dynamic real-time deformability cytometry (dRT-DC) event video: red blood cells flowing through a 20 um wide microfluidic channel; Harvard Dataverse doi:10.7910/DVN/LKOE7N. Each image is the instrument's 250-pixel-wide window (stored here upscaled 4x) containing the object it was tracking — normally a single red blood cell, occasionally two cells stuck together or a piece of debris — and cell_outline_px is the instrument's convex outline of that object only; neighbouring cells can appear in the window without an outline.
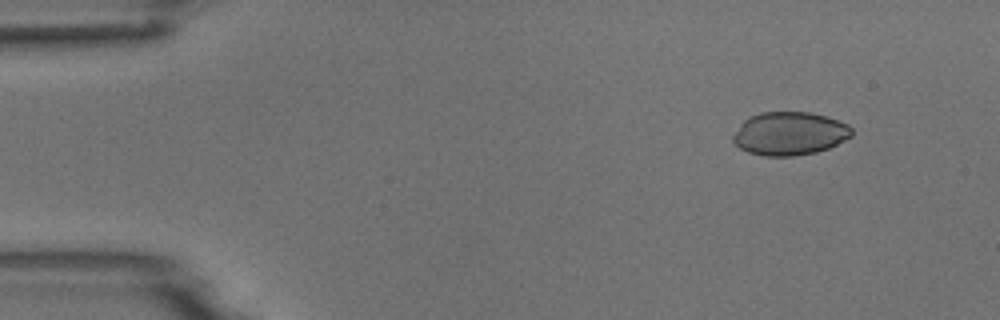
{"species": "common noctule bat (a hibernating species)", "species_latin": "Nyctalus noctula", "temperature_condition": "room temperature", "stored_images_in_passage": 4, "camera_frame_rate_fps": 3000, "um_per_image_px": 0.085, "animal": {"sex": "male", "body_mass_g": 18.8}, "frame": {"image": 1, "passage_image": 1, "time_ms": 0.0, "image_size_px": [1000, 320], "cell_outline_px": [[852, 136], [828, 148], [816, 152], [792, 156], [764, 156], [748, 152], [740, 148], [732, 140], [732, 136], [740, 124], [748, 116], [760, 112], [808, 112], [824, 116], [848, 124], [852, 128]], "centroid_in_image_um": [67.09, 11.35], "position_along_channel_um": 17.9, "area_um2": 29.88}}
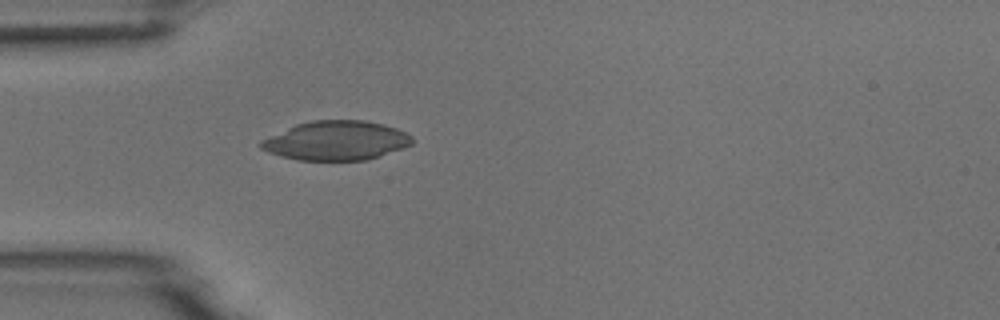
{"frame": {"image": 2, "passage_image": 4, "time_ms": 3.333, "image_size_px": [1000, 320], "cell_outline_px": [[412, 144], [404, 148], [368, 160], [300, 160], [280, 156], [268, 152], [260, 148], [256, 144], [260, 140], [296, 124], [312, 120], [364, 120], [384, 124], [396, 128], [412, 136]], "centroid_in_image_um": [28.56, 11.95], "position_along_channel_um": 56.4, "area_um2": 34.74}}